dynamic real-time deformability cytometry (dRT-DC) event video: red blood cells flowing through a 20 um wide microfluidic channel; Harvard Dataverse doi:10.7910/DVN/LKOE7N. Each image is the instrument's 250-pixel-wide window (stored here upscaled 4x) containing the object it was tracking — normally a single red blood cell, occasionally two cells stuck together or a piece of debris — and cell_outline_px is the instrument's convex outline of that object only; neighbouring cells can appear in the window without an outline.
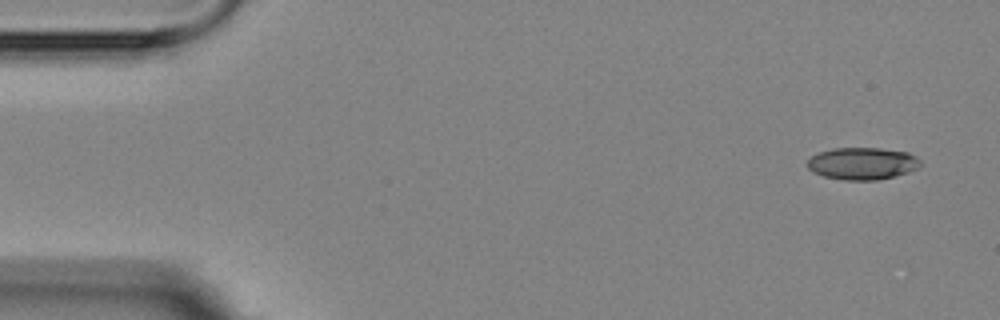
{"species": "Egyptian fruit bat (a non-hibernating species)", "species_latin": "Rousettus aegyptiacus", "temperature_condition": "room temperature", "stored_images_in_passage": 4, "camera_frame_rate_fps": 3000, "um_per_image_px": 0.085, "animal": {"sex": "female"}, "frame": {"image": 1, "passage_image": 1, "time_ms": 0.0, "image_size_px": [1000, 320], "cell_outline_px": [[920, 168], [896, 176], [876, 180], [844, 180], [824, 176], [812, 172], [808, 168], [808, 160], [812, 156], [820, 152], [832, 148], [880, 148], [908, 152], [916, 156], [920, 160]], "centroid_in_image_um": [73.33, 13.9], "position_along_channel_um": 11.7, "area_um2": 21.27}}
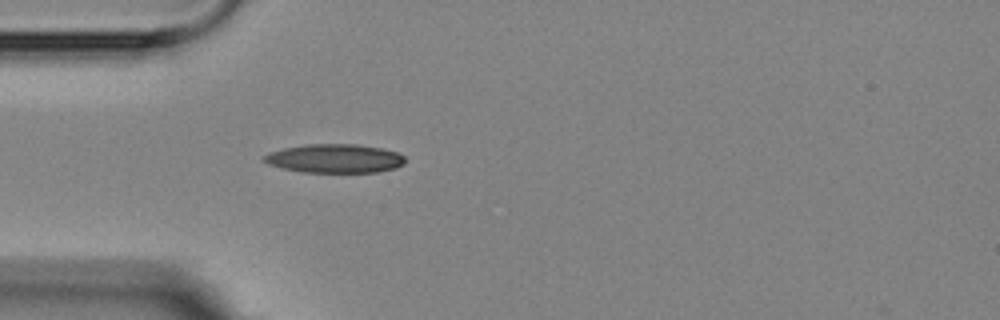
{"frame": {"image": 2, "passage_image": 4, "time_ms": 4.333, "image_size_px": [1000, 320], "cell_outline_px": [[404, 164], [396, 168], [376, 172], [304, 172], [284, 168], [268, 164], [264, 160], [264, 156], [268, 152], [284, 148], [304, 144], [356, 144], [380, 148], [396, 152], [404, 156]], "centroid_in_image_um": [28.45, 13.46], "position_along_channel_um": 56.5, "area_um2": 23.52}}